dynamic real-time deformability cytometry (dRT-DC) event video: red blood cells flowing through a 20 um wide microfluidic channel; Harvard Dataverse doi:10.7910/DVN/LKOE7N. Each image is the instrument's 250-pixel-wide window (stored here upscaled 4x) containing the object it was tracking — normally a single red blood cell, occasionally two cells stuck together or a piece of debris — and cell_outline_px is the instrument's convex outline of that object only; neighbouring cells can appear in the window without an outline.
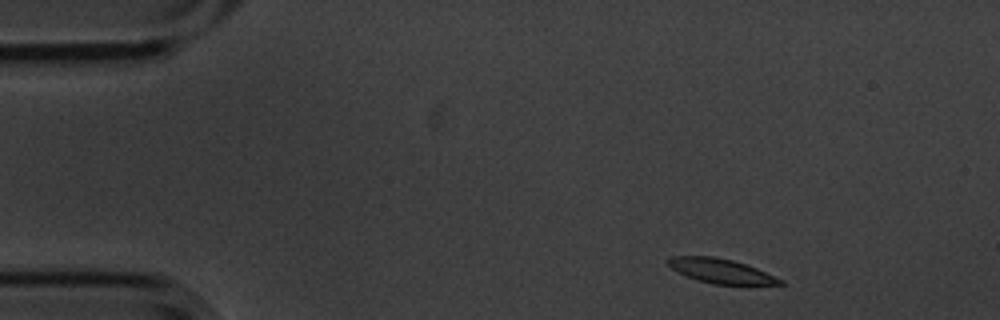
{"species": "common noctule bat (a hibernating species)", "species_latin": "Nyctalus noctula", "temperature_condition": "cold", "stored_images_in_passage": 3, "camera_frame_rate_fps": 3000, "um_per_image_px": 0.085, "animal": {"sex": "male", "body_mass_g": 20.1, "forearm_length_mm": 53.5}, "frame": {"image": 1, "passage_image": 1, "time_ms": 0.0, "image_size_px": [1000, 320], "cell_outline_px": [[788, 284], [748, 288], [712, 284], [696, 280], [676, 272], [668, 264], [668, 260], [672, 256], [712, 256], [732, 260], [756, 268], [784, 280]], "centroid_in_image_um": [61.42, 23.11], "position_along_channel_um": 23.6, "area_um2": 16.94}}